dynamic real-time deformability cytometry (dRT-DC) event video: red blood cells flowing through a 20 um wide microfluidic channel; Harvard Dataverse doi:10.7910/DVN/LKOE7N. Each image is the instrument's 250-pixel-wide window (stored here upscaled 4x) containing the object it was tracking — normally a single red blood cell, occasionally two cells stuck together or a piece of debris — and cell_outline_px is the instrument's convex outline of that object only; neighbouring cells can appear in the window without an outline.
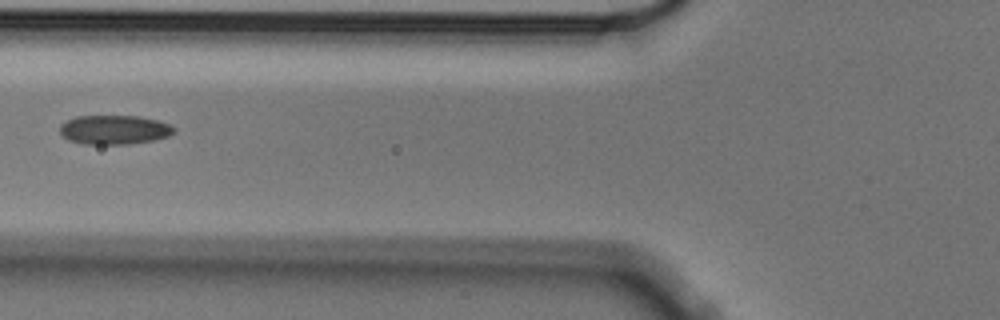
{"species": "Egyptian fruit bat (a non-hibernating species)", "species_latin": "Rousettus aegyptiacus", "temperature_condition": "cold", "stored_images_in_passage": 8, "camera_frame_rate_fps": 3000, "um_per_image_px": 0.085, "animal": {"sex": "male"}, "frame": {"image": 1, "passage_image": 6, "time_ms": 1.667, "image_size_px": [1000, 320], "cell_outline_px": [[176, 132], [168, 136], [152, 140], [128, 144], [84, 144], [68, 140], [60, 132], [60, 124], [76, 116], [140, 116], [156, 120], [168, 124], [176, 128]], "centroid_in_image_um": [9.71, 11.03], "position_along_channel_um": 116.1, "area_um2": 19.36}}
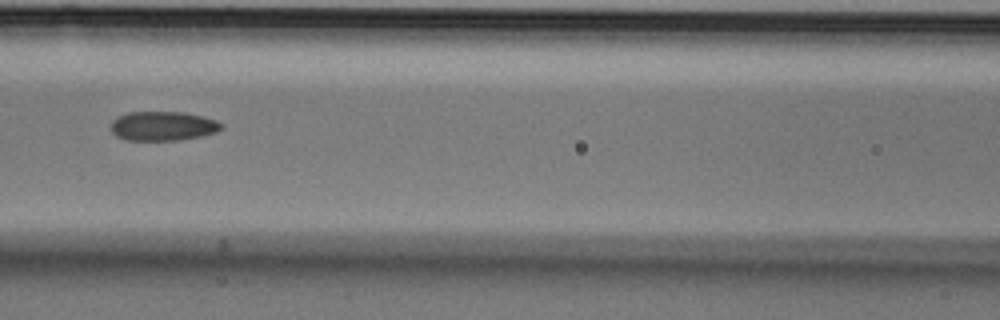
{"frame": {"image": 2, "passage_image": 7, "time_ms": 2.0, "image_size_px": [1000, 320], "cell_outline_px": [[224, 128], [216, 132], [200, 136], [180, 140], [124, 140], [116, 136], [112, 132], [112, 120], [128, 112], [184, 112], [216, 120], [224, 124]], "centroid_in_image_um": [13.86, 10.72], "position_along_channel_um": 152.7, "area_um2": 18.84}}
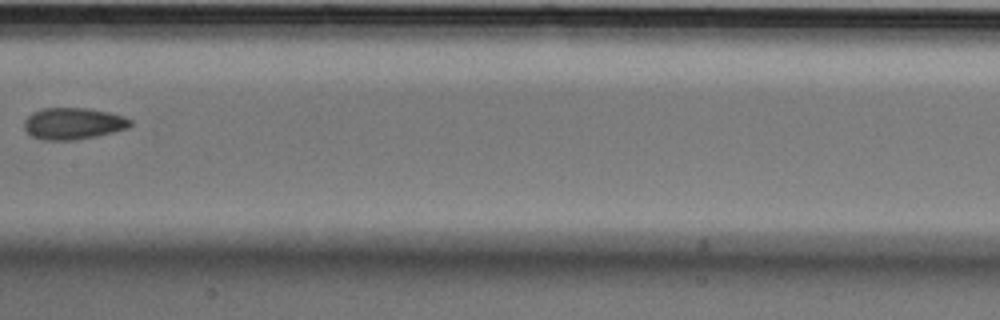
{"frame": {"image": 3, "passage_image": 8, "time_ms": 2.333, "image_size_px": [1000, 320], "cell_outline_px": [[132, 124], [128, 128], [96, 136], [76, 140], [40, 140], [32, 136], [24, 128], [24, 120], [32, 112], [44, 108], [88, 108], [108, 112], [124, 116], [132, 120]], "centroid_in_image_um": [6.22, 10.5], "position_along_channel_um": 201.2, "area_um2": 19.65}}